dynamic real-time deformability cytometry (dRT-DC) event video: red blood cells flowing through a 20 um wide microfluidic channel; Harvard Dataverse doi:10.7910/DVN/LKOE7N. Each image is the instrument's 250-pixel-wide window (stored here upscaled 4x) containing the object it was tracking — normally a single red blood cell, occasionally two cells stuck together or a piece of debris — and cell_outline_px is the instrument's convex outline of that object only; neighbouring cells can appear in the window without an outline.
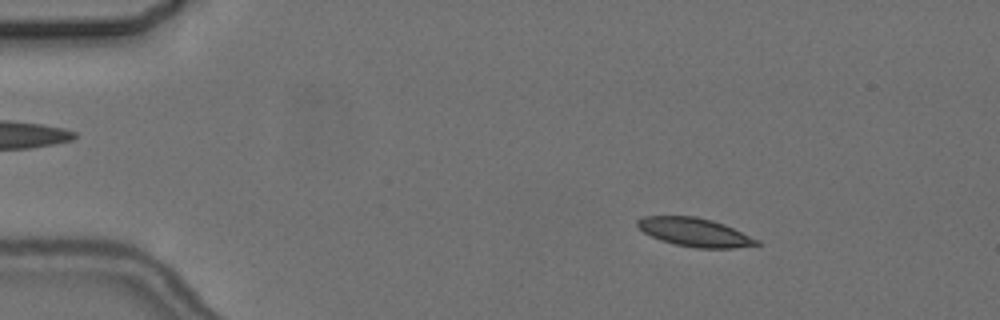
{"species": "common noctule bat (a hibernating species)", "species_latin": "Nyctalus noctula", "temperature_condition": "cold", "stored_images_in_passage": 6, "camera_frame_rate_fps": 3000, "um_per_image_px": 0.085, "animal": {"sex": "female", "body_mass_g": 24.6, "forearm_length_mm": 56.2}, "frame": {"image": 1, "passage_image": 2, "time_ms": 1.0, "image_size_px": [1000, 320], "cell_outline_px": [[764, 244], [736, 248], [696, 248], [676, 244], [660, 240], [644, 232], [636, 224], [636, 220], [644, 216], [696, 216], [712, 220], [724, 224], [760, 240]], "centroid_in_image_um": [59.09, 19.74], "position_along_channel_um": 25.9, "area_um2": 19.88}}
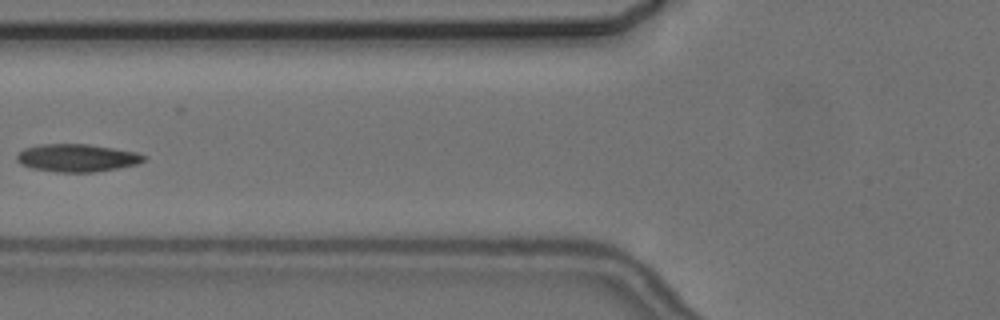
{"frame": {"image": 2, "passage_image": 6, "time_ms": 5.667, "image_size_px": [1000, 320], "cell_outline_px": [[148, 160], [136, 164], [116, 168], [92, 172], [56, 172], [32, 168], [20, 164], [16, 160], [16, 156], [24, 148], [40, 144], [88, 144], [136, 152], [148, 156]], "centroid_in_image_um": [6.55, 13.42], "position_along_channel_um": 119.3, "area_um2": 20.52}}